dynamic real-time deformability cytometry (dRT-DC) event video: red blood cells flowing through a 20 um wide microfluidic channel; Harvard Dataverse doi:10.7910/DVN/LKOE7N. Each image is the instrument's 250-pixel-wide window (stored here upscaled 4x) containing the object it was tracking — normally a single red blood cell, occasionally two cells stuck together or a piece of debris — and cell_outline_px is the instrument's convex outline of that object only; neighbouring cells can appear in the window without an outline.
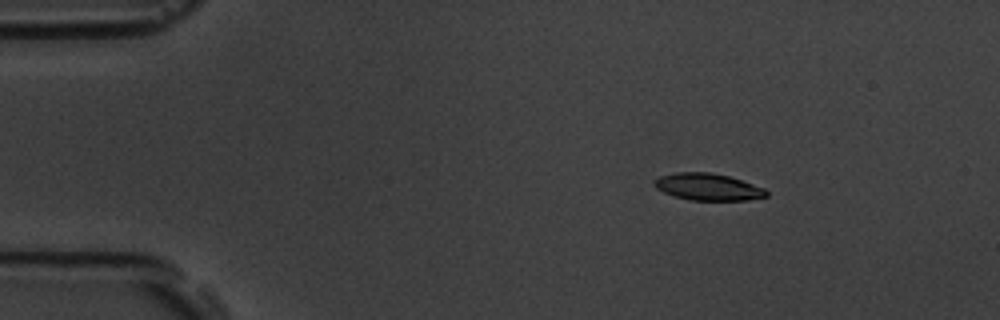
{"species": "common noctule bat (a hibernating species)", "species_latin": "Nyctalus noctula", "temperature_condition": "room temperature", "stored_images_in_passage": 5, "camera_frame_rate_fps": 3000, "um_per_image_px": 0.085, "animal": {"sex": "male", "body_mass_g": 19.5, "forearm_length_mm": 54.6}, "frame": {"image": 1, "passage_image": 1, "time_ms": 0.0, "image_size_px": [1000, 320], "cell_outline_px": [[768, 196], [748, 200], [692, 200], [676, 196], [664, 192], [656, 188], [652, 184], [652, 180], [660, 176], [676, 172], [708, 172], [728, 176], [764, 188], [768, 192]], "centroid_in_image_um": [60.15, 15.88], "position_along_channel_um": 24.9, "area_um2": 17.46}}
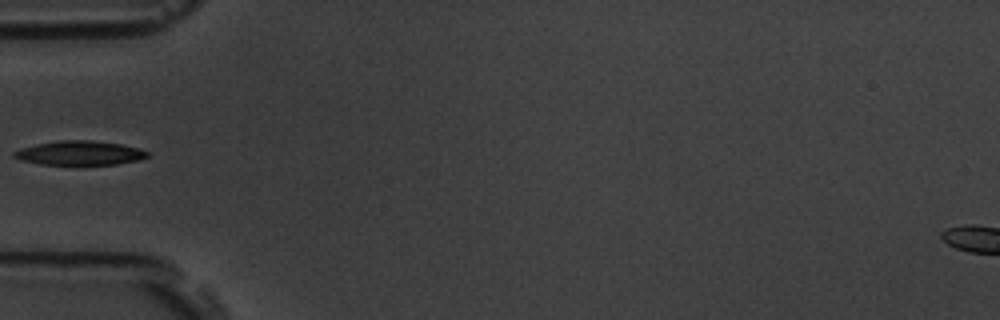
{"frame": {"image": 2, "passage_image": 4, "time_ms": 1.0, "image_size_px": [1000, 320], "cell_outline_px": [[148, 156], [136, 160], [116, 164], [40, 164], [20, 160], [12, 156], [12, 152], [20, 148], [36, 144], [60, 140], [92, 140], [120, 144], [136, 148], [148, 152]], "centroid_in_image_um": [6.69, 13.0], "position_along_channel_um": 78.3, "area_um2": 18.55}}
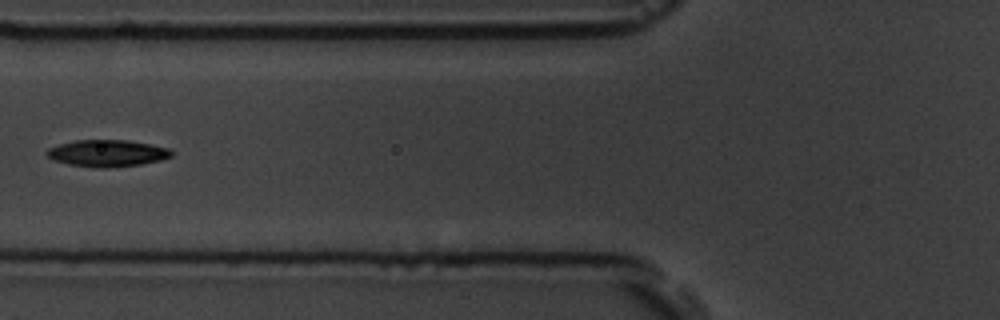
{"frame": {"image": 3, "passage_image": 5, "time_ms": 1.333, "image_size_px": [1000, 320], "cell_outline_px": [[172, 156], [160, 160], [140, 164], [108, 168], [92, 168], [68, 164], [52, 160], [44, 152], [48, 148], [60, 144], [76, 140], [128, 140], [168, 148], [172, 152]], "centroid_in_image_um": [9.06, 13.03], "position_along_channel_um": 116.7, "area_um2": 19.48}}